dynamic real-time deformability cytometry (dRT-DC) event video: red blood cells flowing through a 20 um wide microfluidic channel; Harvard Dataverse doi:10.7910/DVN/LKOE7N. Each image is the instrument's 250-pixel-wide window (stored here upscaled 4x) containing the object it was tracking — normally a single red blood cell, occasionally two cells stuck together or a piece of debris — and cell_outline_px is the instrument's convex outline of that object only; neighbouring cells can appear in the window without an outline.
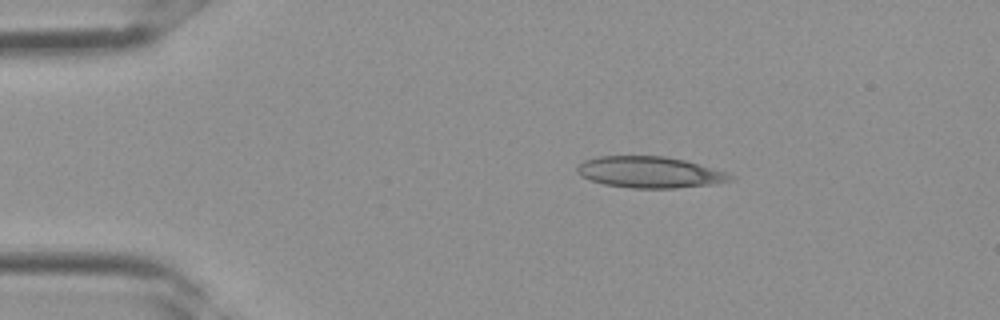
{"species": "Egyptian fruit bat (a non-hibernating species)", "species_latin": "Rousettus aegyptiacus", "temperature_condition": "room temperature", "stored_images_in_passage": 34, "camera_frame_rate_fps": 3000, "um_per_image_px": 0.085, "frame": {"image": 1, "passage_image": 6, "time_ms": 1.667, "image_size_px": [1000, 320], "cell_outline_px": [[736, 180], [712, 184], [676, 188], [632, 188], [604, 184], [580, 176], [576, 172], [576, 168], [584, 160], [600, 156], [664, 156], [684, 160], [728, 172], [736, 176]], "centroid_in_image_um": [55.27, 14.64], "position_along_channel_um": 29.7, "area_um2": 28.03}}
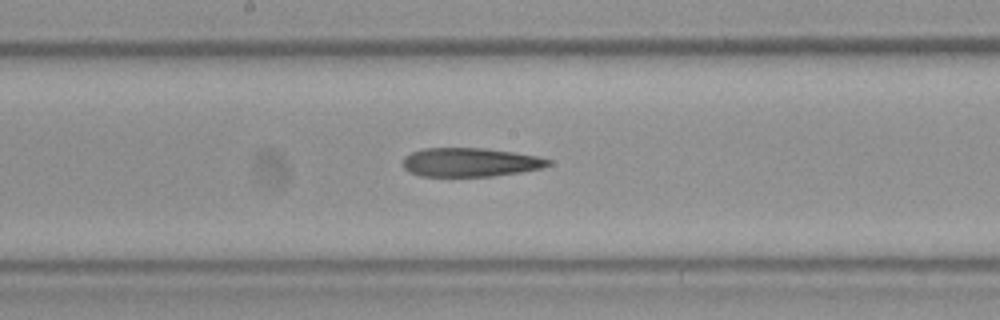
{"frame": {"image": 2, "passage_image": 18, "time_ms": 5.667, "image_size_px": [1000, 320], "cell_outline_px": [[552, 164], [540, 168], [520, 172], [492, 176], [420, 176], [404, 168], [404, 156], [412, 152], [424, 148], [484, 148], [540, 156], [552, 160]], "centroid_in_image_um": [40.0, 13.79], "position_along_channel_um": 208.2, "area_um2": 24.33}}
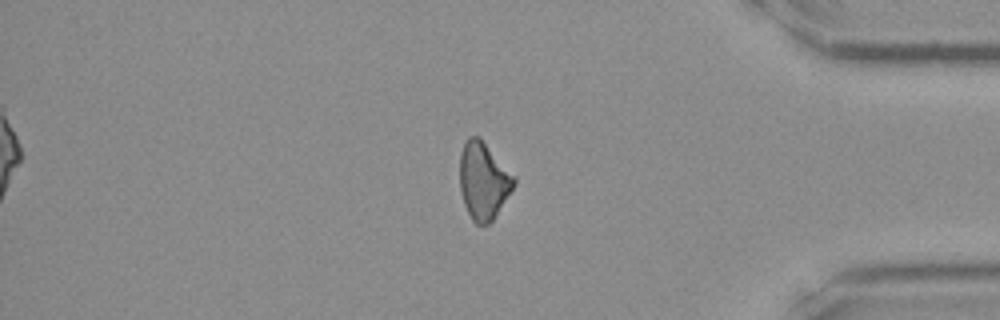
{"frame": {"image": 3, "passage_image": 29, "time_ms": 9.333, "image_size_px": [1000, 320], "cell_outline_px": [[516, 184], [492, 220], [488, 224], [476, 224], [472, 220], [464, 204], [460, 192], [460, 152], [468, 136], [480, 136], [516, 176]], "centroid_in_image_um": [41.1, 15.32], "position_along_channel_um": 394.1, "area_um2": 24.57}}